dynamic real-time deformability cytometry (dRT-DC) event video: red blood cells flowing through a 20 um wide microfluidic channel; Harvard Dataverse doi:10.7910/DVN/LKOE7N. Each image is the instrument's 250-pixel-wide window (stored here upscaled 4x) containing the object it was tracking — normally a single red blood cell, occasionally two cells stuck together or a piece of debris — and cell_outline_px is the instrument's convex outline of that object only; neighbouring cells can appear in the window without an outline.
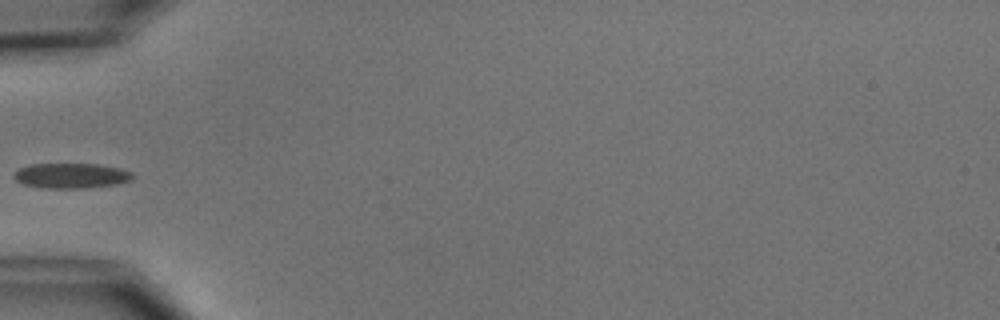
{"species": "common noctule bat (a hibernating species)", "species_latin": "Nyctalus noctula", "temperature_condition": "cold", "stored_images_in_passage": 5, "camera_frame_rate_fps": 3000, "um_per_image_px": 0.085, "animal": {"sex": "male", "body_mass_g": 15.6}, "frame": {"image": 1, "passage_image": 4, "time_ms": 3.667, "image_size_px": [1000, 320], "cell_outline_px": [[136, 176], [132, 180], [116, 184], [84, 188], [40, 188], [24, 184], [16, 180], [12, 176], [12, 172], [28, 164], [100, 164], [120, 168], [132, 172]], "centroid_in_image_um": [6.05, 14.93], "position_along_channel_um": 79.0, "area_um2": 17.63}}